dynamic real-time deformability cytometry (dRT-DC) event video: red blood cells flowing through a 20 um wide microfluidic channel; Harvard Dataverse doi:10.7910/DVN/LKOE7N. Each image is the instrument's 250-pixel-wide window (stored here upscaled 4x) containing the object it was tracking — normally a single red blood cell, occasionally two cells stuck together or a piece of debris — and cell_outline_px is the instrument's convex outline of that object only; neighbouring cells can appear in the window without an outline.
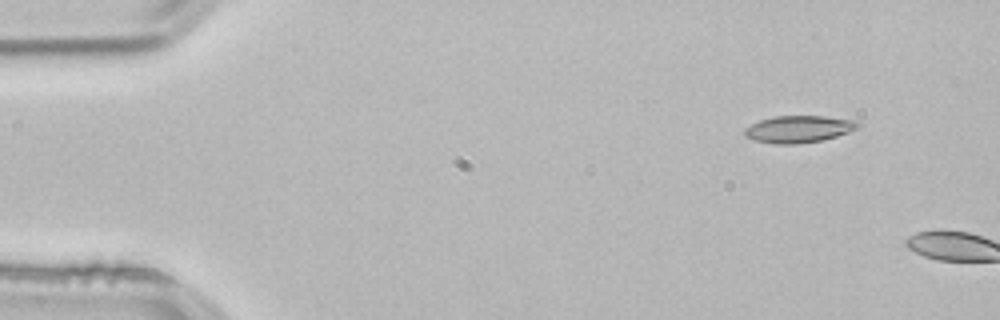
{"species": "common noctule bat (a hibernating species)", "species_latin": "Nyctalus noctula", "temperature_condition": "room temperature", "stored_images_in_passage": 3, "camera_frame_rate_fps": 3000, "um_per_image_px": 0.085, "animal": {"sex": "male", "body_mass_g": 21.5, "forearm_length_mm": 52.0}, "frame": {"image": 1, "passage_image": 1, "time_ms": 0.0, "image_size_px": [1000, 320], "cell_outline_px": [[860, 124], [856, 128], [848, 132], [836, 136], [820, 140], [796, 144], [776, 144], [752, 140], [744, 136], [744, 128], [760, 120], [772, 116], [824, 116], [856, 120]], "centroid_in_image_um": [67.84, 10.97], "position_along_channel_um": 17.2, "area_um2": 17.8}}